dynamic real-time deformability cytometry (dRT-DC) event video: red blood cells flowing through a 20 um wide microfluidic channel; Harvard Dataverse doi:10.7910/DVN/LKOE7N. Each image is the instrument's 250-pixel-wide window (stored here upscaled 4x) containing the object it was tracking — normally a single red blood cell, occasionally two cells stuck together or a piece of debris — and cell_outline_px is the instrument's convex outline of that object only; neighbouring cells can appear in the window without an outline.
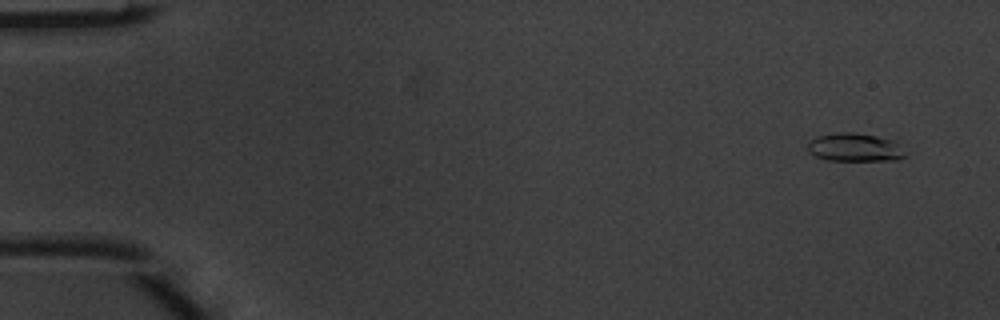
{"species": "common noctule bat (a hibernating species)", "species_latin": "Nyctalus noctula", "temperature_condition": "warm", "stored_images_in_passage": 6, "camera_frame_rate_fps": 3000, "um_per_image_px": 0.085, "animal": {"sex": "male", "body_mass_g": 20.1, "forearm_length_mm": 53.5}, "frame": {"image": 1, "passage_image": 1, "time_ms": 0.0, "image_size_px": [1000, 320], "cell_outline_px": [[908, 156], [896, 160], [828, 160], [816, 156], [808, 152], [808, 140], [816, 136], [836, 132], [856, 132], [876, 136], [892, 140], [908, 152]], "centroid_in_image_um": [72.67, 12.52], "position_along_channel_um": 12.3, "area_um2": 16.3}}
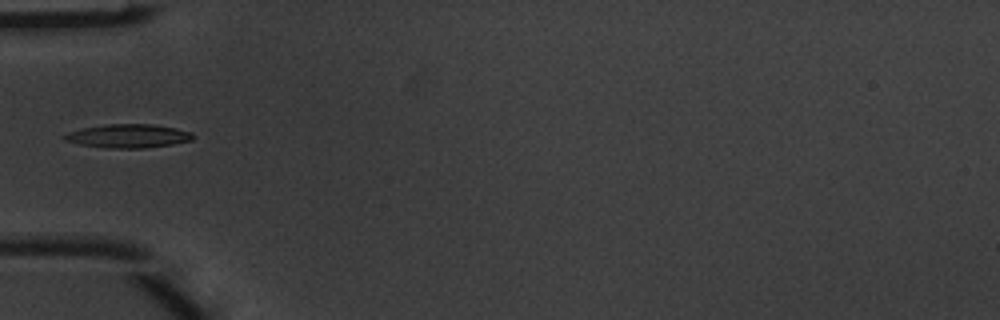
{"frame": {"image": 2, "passage_image": 5, "time_ms": 1.333, "image_size_px": [1000, 320], "cell_outline_px": [[196, 136], [192, 140], [172, 144], [144, 148], [104, 148], [80, 144], [64, 140], [60, 136], [68, 132], [84, 128], [108, 124], [152, 124], [176, 128], [192, 132]], "centroid_in_image_um": [10.91, 11.56], "position_along_channel_um": 74.1, "area_um2": 17.74}}